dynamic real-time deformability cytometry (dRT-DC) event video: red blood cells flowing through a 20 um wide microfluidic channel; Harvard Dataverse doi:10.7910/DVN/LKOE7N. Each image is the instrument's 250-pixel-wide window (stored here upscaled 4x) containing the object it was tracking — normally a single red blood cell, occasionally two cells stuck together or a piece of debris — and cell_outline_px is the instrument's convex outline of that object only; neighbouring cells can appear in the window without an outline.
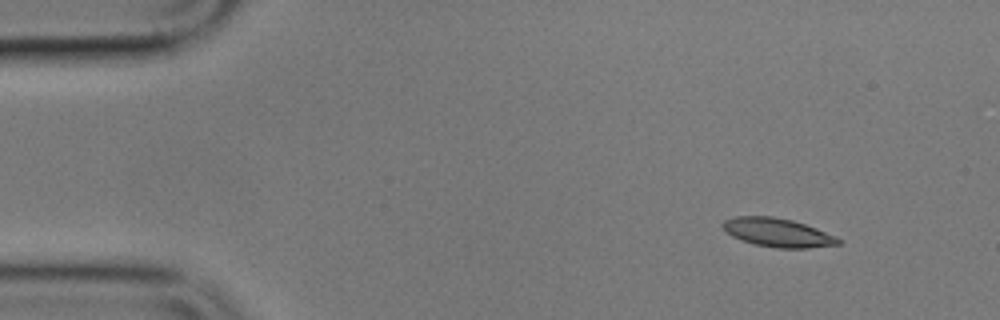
{"species": "common noctule bat (a hibernating species)", "species_latin": "Nyctalus noctula", "temperature_condition": "cold", "stored_images_in_passage": 3, "camera_frame_rate_fps": 3000, "um_per_image_px": 0.085, "animal": {"sex": "male", "body_mass_g": 17.9}, "frame": {"image": 1, "passage_image": 1, "time_ms": 0.0, "image_size_px": [1000, 320], "cell_outline_px": [[840, 244], [808, 248], [776, 248], [756, 244], [732, 236], [720, 224], [724, 220], [736, 216], [772, 216], [792, 220], [816, 228], [836, 236], [840, 240]], "centroid_in_image_um": [66.11, 19.76], "position_along_channel_um": 18.9, "area_um2": 19.07}}
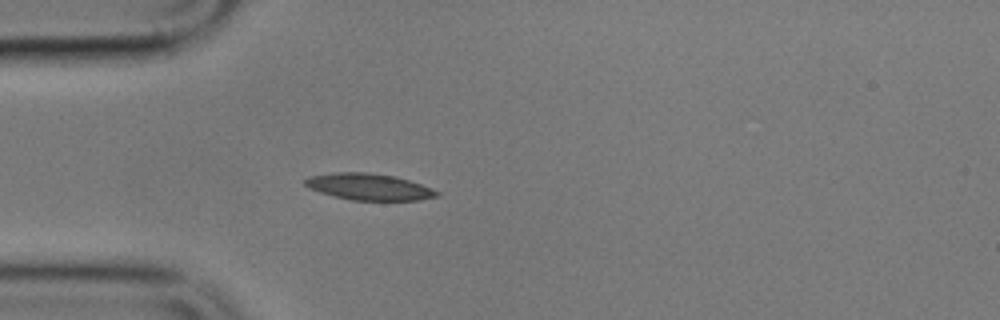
{"frame": {"image": 2, "passage_image": 3, "time_ms": 3.333, "image_size_px": [1000, 320], "cell_outline_px": [[440, 196], [420, 200], [352, 200], [320, 192], [308, 188], [304, 184], [304, 180], [308, 176], [336, 172], [368, 172], [392, 176], [408, 180], [432, 188], [440, 192]], "centroid_in_image_um": [31.36, 15.88], "position_along_channel_um": 53.6, "area_um2": 20.29}}